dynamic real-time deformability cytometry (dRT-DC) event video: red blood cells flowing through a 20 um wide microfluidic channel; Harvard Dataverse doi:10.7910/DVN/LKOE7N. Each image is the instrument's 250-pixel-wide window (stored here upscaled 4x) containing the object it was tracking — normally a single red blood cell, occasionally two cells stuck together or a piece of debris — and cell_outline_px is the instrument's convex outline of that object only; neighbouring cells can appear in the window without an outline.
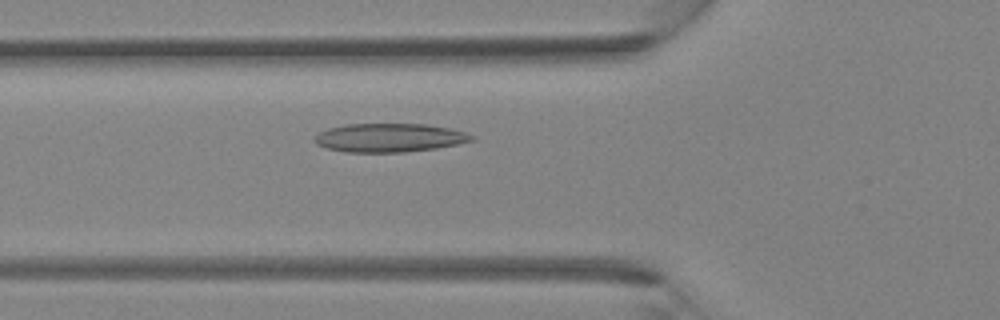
{"species": "Egyptian fruit bat (a non-hibernating species)", "species_latin": "Rousettus aegyptiacus", "temperature_condition": "room temperature", "stored_images_in_passage": 39, "segment_of_instrument_passage": [1, 2], "camera_frame_rate_fps": 3000, "um_per_image_px": 0.085, "animal": {"sex": "female"}, "frame": {"image": 1, "passage_image": 12, "time_ms": 3.667, "image_size_px": [1000, 320], "cell_outline_px": [[476, 140], [436, 148], [404, 152], [348, 152], [328, 148], [316, 144], [312, 140], [320, 132], [328, 128], [344, 124], [428, 124], [448, 128], [464, 132], [476, 136]], "centroid_in_image_um": [33.11, 11.7], "position_along_channel_um": 92.7, "area_um2": 26.18}}
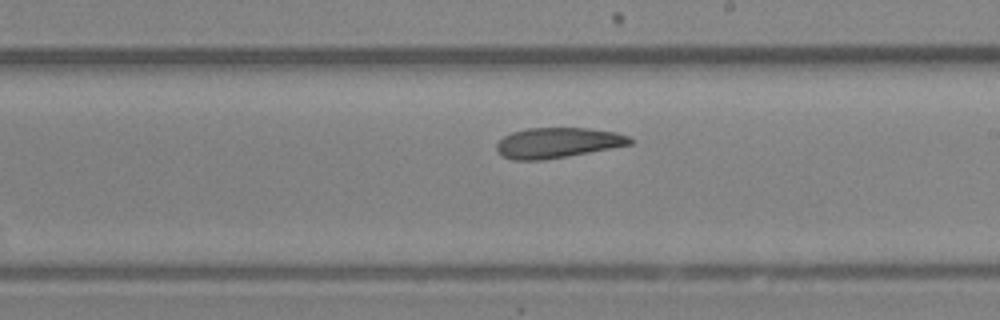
{"frame": {"image": 2, "passage_image": 21, "time_ms": 6.667, "image_size_px": [1000, 320], "cell_outline_px": [[632, 144], [544, 160], [512, 160], [504, 156], [496, 148], [496, 144], [504, 136], [512, 132], [528, 128], [588, 128], [616, 132], [628, 136], [632, 140]], "centroid_in_image_um": [47.39, 12.13], "position_along_channel_um": 241.6, "area_um2": 23.29}}
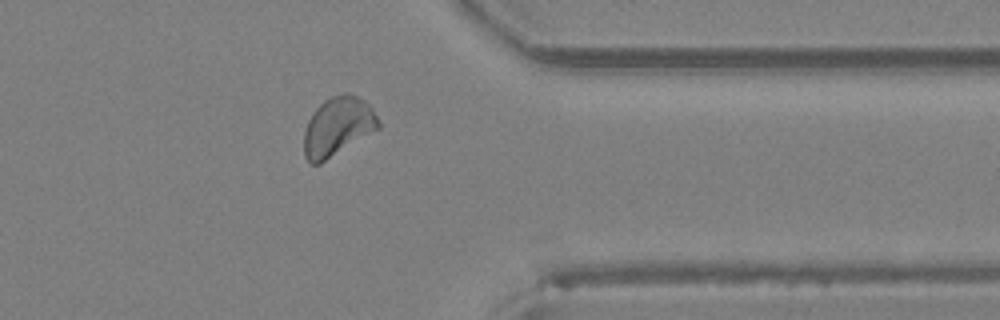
{"frame": {"image": 3, "passage_image": 30, "time_ms": 9.667, "image_size_px": [1000, 320], "cell_outline_px": [[380, 128], [320, 164], [312, 164], [304, 156], [304, 132], [308, 120], [312, 112], [324, 100], [332, 96], [344, 92], [348, 92], [364, 100], [372, 108], [380, 124]], "centroid_in_image_um": [28.7, 10.75], "position_along_channel_um": 382.7, "area_um2": 25.55}}